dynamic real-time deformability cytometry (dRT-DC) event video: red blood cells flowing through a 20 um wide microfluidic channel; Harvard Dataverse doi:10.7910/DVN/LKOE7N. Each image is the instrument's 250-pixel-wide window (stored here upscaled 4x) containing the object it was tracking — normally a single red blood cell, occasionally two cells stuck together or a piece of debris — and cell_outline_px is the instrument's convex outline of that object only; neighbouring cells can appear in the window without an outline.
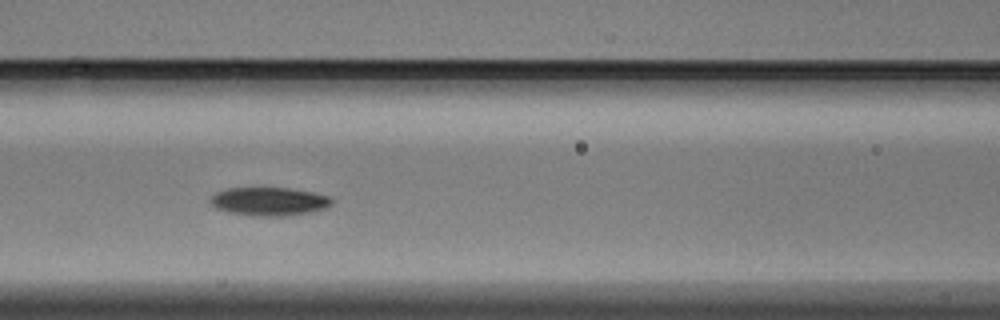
{"species": "Egyptian fruit bat (a non-hibernating species)", "species_latin": "Rousettus aegyptiacus", "temperature_condition": "warm", "stored_images_in_passage": 15, "camera_frame_rate_fps": 3000, "um_per_image_px": 0.085, "animal": {"sex": "male"}, "frame": {"image": 1, "passage_image": 9, "time_ms": 2.667, "image_size_px": [1000, 320], "cell_outline_px": [[332, 204], [324, 208], [312, 212], [288, 216], [252, 216], [228, 212], [216, 208], [208, 200], [216, 192], [228, 188], [292, 188], [332, 196]], "centroid_in_image_um": [22.89, 17.12], "position_along_channel_um": 143.7, "area_um2": 20.29}}